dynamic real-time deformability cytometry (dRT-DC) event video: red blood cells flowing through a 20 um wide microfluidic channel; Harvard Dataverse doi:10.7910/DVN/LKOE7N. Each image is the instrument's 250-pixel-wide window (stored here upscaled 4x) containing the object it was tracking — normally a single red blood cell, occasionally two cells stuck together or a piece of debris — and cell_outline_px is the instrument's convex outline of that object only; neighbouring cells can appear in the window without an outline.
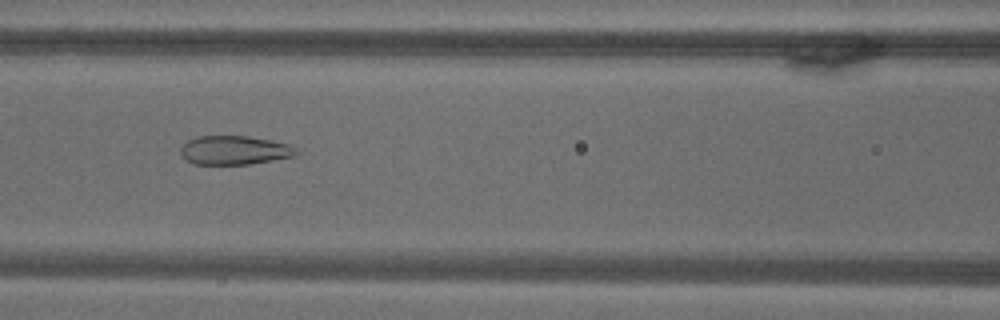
{"species": "common noctule bat (a hibernating species)", "species_latin": "Nyctalus noctula", "temperature_condition": "warm", "stored_images_in_passage": 72, "camera_frame_rate_fps": 3000, "um_per_image_px": 0.085, "animal": {"sex": "male", "body_mass_g": 18.8}, "frame": {"image": 1, "passage_image": 32, "time_ms": 10.333, "image_size_px": [1000, 320], "cell_outline_px": [[300, 152], [296, 156], [248, 164], [196, 164], [188, 160], [180, 152], [180, 148], [188, 140], [196, 136], [248, 136], [272, 140], [288, 144], [296, 148]], "centroid_in_image_um": [19.97, 12.76], "position_along_channel_um": 146.6, "area_um2": 19.42}}
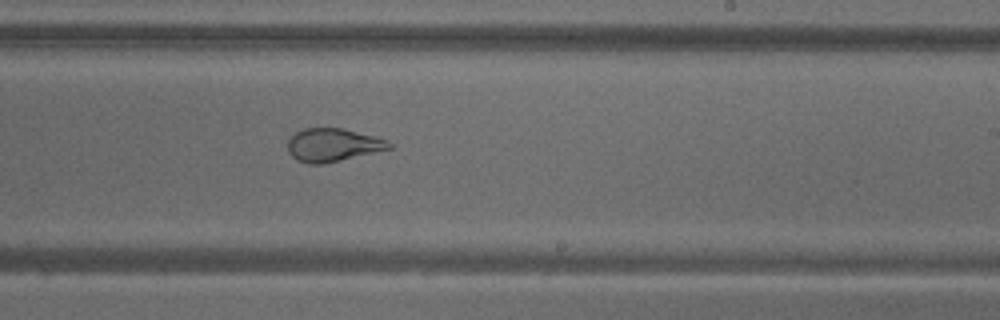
{"frame": {"image": 2, "passage_image": 44, "time_ms": 14.333, "image_size_px": [1000, 320], "cell_outline_px": [[392, 148], [324, 164], [308, 164], [296, 160], [288, 152], [288, 140], [296, 132], [304, 128], [344, 128], [376, 136], [388, 140], [392, 144]], "centroid_in_image_um": [28.3, 12.32], "position_along_channel_um": 260.7, "area_um2": 19.71}}
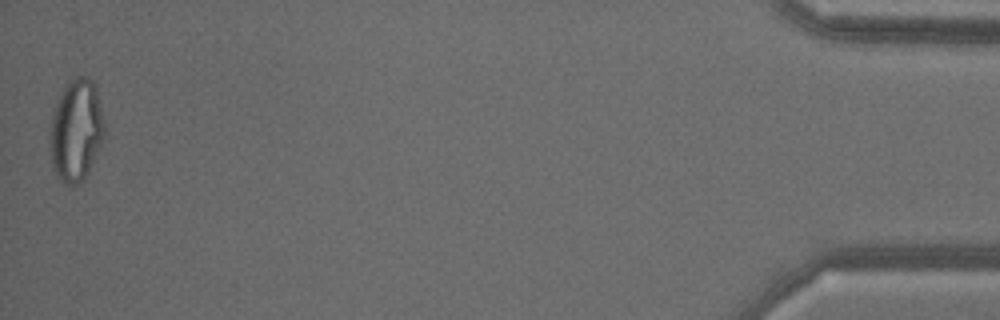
{"frame": {"image": 3, "passage_image": 71, "time_ms": 23.333, "image_size_px": [1000, 320], "cell_outline_px": [[104, 136], [88, 172], [76, 184], [68, 188], [56, 176], [52, 164], [48, 144], [48, 136], [52, 112], [56, 100], [68, 80], [76, 76], [88, 76], [92, 80], [96, 88], [104, 120]], "centroid_in_image_um": [6.42, 11.06], "position_along_channel_um": 428.8, "area_um2": 32.89}}